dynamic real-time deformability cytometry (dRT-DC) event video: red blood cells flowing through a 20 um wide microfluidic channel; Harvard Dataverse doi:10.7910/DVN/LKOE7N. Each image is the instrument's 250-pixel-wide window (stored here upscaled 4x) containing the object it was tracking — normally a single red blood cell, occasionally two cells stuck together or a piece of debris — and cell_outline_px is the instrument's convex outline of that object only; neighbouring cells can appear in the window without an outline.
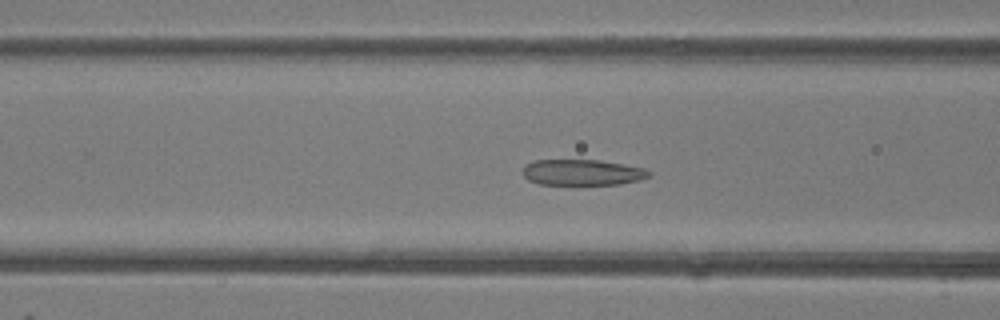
{"species": "common noctule bat (a hibernating species)", "species_latin": "Nyctalus noctula", "temperature_condition": "room temperature", "stored_images_in_passage": 35, "camera_frame_rate_fps": 3000, "um_per_image_px": 0.085, "animal": {"sex": "female"}, "frame": {"image": 1, "passage_image": 5, "time_ms": 1.333, "image_size_px": [1000, 320], "cell_outline_px": [[652, 176], [640, 180], [620, 184], [540, 184], [528, 180], [520, 172], [524, 164], [536, 160], [600, 160], [644, 168], [652, 172]], "centroid_in_image_um": [49.49, 14.65], "position_along_channel_um": 117.1, "area_um2": 19.19}}
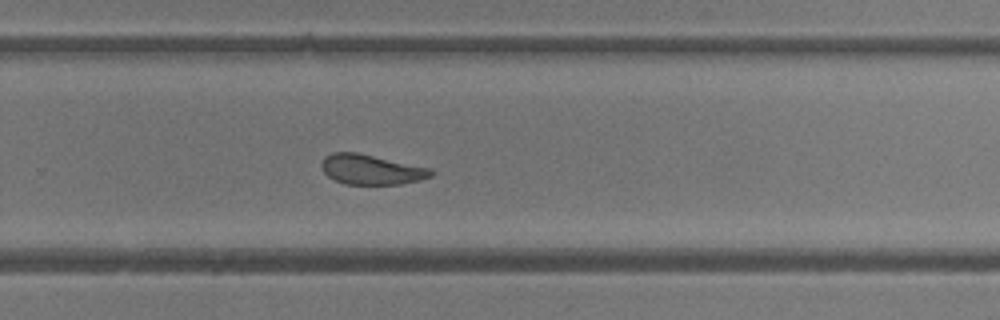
{"frame": {"image": 2, "passage_image": 18, "time_ms": 5.667, "image_size_px": [1000, 320], "cell_outline_px": [[436, 172], [432, 176], [420, 180], [400, 184], [344, 184], [328, 176], [324, 172], [320, 164], [324, 156], [332, 152], [356, 152], [428, 168]], "centroid_in_image_um": [31.52, 14.41], "position_along_channel_um": 298.3, "area_um2": 18.96}}
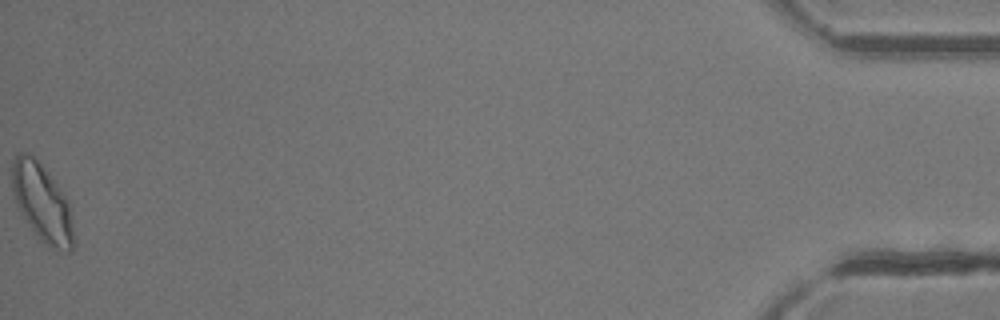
{"frame": {"image": 3, "passage_image": 35, "time_ms": 11.333, "image_size_px": [1000, 320], "cell_outline_px": [[76, 244], [72, 252], [68, 252], [52, 248], [40, 240], [16, 204], [12, 192], [12, 156], [16, 152], [24, 152], [40, 160], [68, 200]], "centroid_in_image_um": [3.59, 17.21], "position_along_channel_um": 431.6, "area_um2": 28.21}, "authors_computed_cell_mechanics": {"area_um2": 20.23, "velocity_mm_per_s": 4.1843, "shape_relaxation_time_tau1_ms": null, "shape_relaxation_time_tau2_ms": 1.8996, "deformation_change_tau1": null, "deformation_change_tau2": 0.0813}}